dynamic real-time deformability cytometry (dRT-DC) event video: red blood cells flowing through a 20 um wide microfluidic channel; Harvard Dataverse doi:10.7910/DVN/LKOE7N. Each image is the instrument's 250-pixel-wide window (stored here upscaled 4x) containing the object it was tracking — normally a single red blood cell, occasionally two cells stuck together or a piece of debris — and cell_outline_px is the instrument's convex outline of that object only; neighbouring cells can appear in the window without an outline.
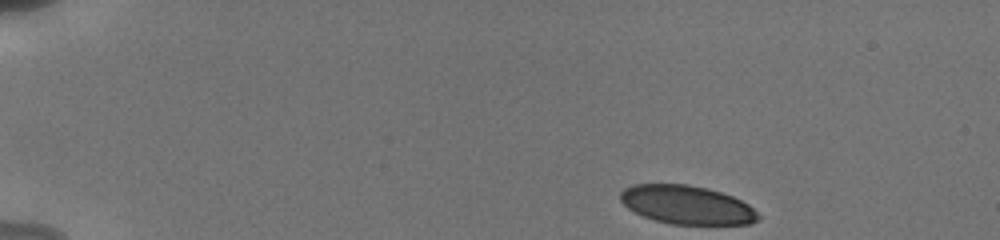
{"species": "human", "species_latin": "Homo sapiens", "temperature_condition": "cold", "stored_images_in_passage": 79, "camera_frame_rate_fps": 3000, "um_per_image_px": 0.085, "donor": {"sex": "male"}, "frame": {"image": 1, "passage_image": 1, "time_ms": 0.0, "image_size_px": [1000, 240], "cell_outline_px": [[760, 216], [756, 220], [748, 224], [668, 224], [644, 216], [628, 208], [620, 200], [620, 192], [624, 188], [632, 184], [688, 184], [708, 188], [732, 196], [748, 204]], "centroid_in_image_um": [58.35, 17.4], "position_along_channel_um": 26.6, "area_um2": 30.87}}
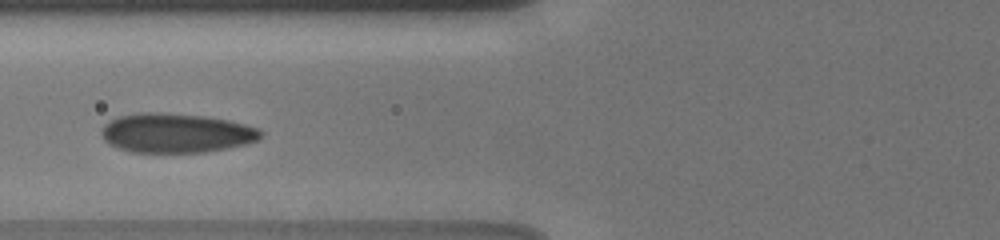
{"frame": {"image": 2, "passage_image": 25, "time_ms": 5.0, "image_size_px": [1000, 240], "cell_outline_px": [[264, 136], [248, 144], [228, 148], [204, 152], [132, 152], [108, 144], [104, 140], [100, 132], [100, 128], [108, 120], [116, 116], [140, 112], [160, 112], [204, 116], [228, 120], [260, 128], [264, 132]], "centroid_in_image_um": [14.96, 11.3], "position_along_channel_um": 110.8, "area_um2": 36.99}}
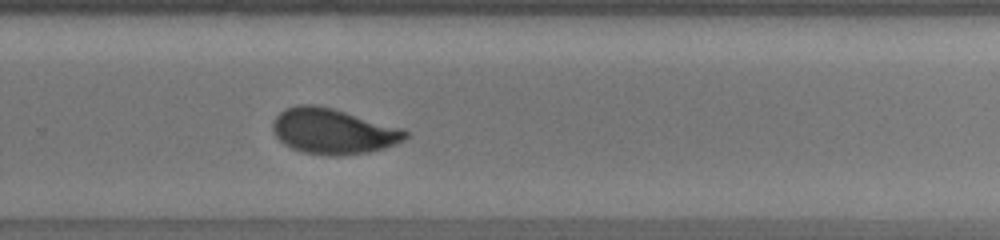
{"frame": {"image": 3, "passage_image": 49, "time_ms": 10.0, "image_size_px": [1000, 240], "cell_outline_px": [[408, 136], [404, 140], [384, 148], [368, 152], [340, 156], [328, 156], [304, 152], [292, 148], [284, 144], [276, 136], [272, 128], [272, 124], [276, 116], [284, 108], [296, 104], [316, 104], [332, 108], [404, 128], [408, 132]], "centroid_in_image_um": [28.31, 11.15], "position_along_channel_um": 301.5, "area_um2": 35.32}, "authors_computed_cell_mechanics": {"area_um2": 35.0846, "velocity_mm_per_s": 3.8236, "shape_relaxation_time_tau1_ms": 3.3095, "shape_relaxation_time_tau2_ms": 0.673, "deformation_change_tau1": 0.1302, "deformation_change_tau2": 0.0568}}